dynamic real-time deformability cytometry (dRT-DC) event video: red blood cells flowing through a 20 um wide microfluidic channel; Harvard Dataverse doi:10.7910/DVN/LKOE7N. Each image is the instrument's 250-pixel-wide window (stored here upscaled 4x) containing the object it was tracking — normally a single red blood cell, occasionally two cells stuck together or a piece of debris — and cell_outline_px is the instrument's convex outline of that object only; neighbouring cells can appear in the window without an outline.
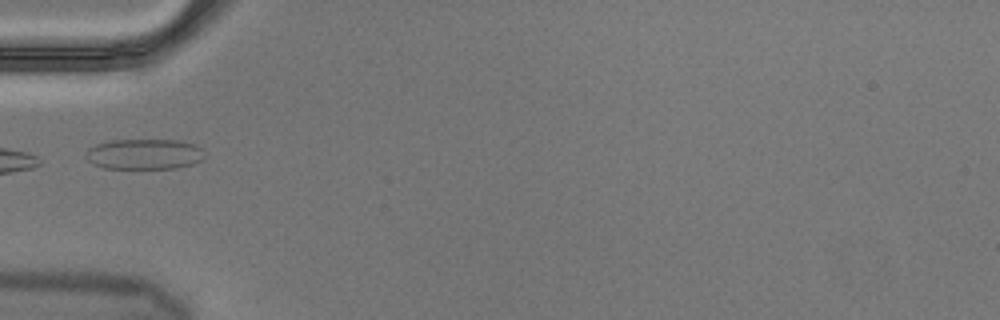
{"species": "Egyptian fruit bat (a non-hibernating species)", "species_latin": "Rousettus aegyptiacus", "temperature_condition": "cold", "stored_images_in_passage": 5, "camera_frame_rate_fps": 3000, "um_per_image_px": 0.085, "animal": {"sex": "male"}, "frame": {"image": 1, "passage_image": 5, "time_ms": 1.333, "image_size_px": [1000, 320], "cell_outline_px": [[204, 160], [192, 164], [176, 168], [104, 168], [92, 164], [88, 160], [88, 148], [96, 144], [112, 140], [184, 140], [196, 144], [200, 148], [204, 156]], "centroid_in_image_um": [12.31, 13.09], "position_along_channel_um": 72.7, "area_um2": 21.1}}